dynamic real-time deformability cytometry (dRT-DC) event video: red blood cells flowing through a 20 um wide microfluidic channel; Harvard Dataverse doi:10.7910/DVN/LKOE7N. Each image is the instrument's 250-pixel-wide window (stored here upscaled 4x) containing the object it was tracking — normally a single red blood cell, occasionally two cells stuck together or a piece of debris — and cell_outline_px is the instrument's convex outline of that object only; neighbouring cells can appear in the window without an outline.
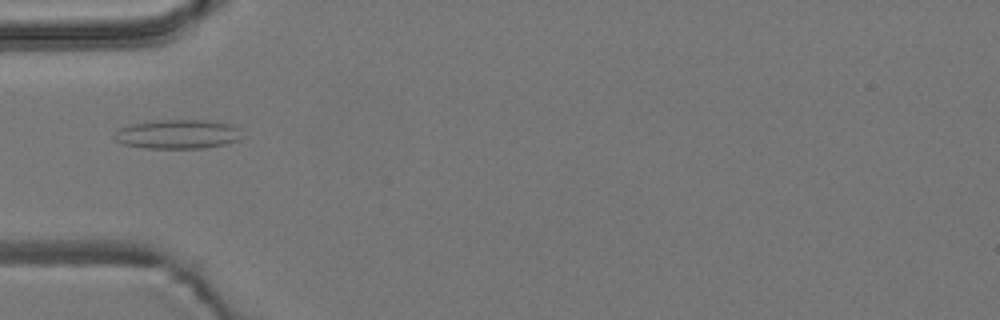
{"species": "common noctule bat (a hibernating species)", "species_latin": "Nyctalus noctula", "temperature_condition": "room temperature", "stored_images_in_passage": 4, "camera_frame_rate_fps": 3000, "um_per_image_px": 0.085, "animal": {"sex": "male", "body_mass_g": 19.2, "forearm_length_mm": 51.8}, "frame": {"image": 1, "passage_image": 4, "time_ms": 1.0, "image_size_px": [1000, 320], "cell_outline_px": [[244, 136], [240, 140], [224, 144], [204, 148], [144, 148], [124, 144], [116, 140], [116, 128], [128, 124], [160, 120], [208, 120], [232, 124], [240, 128]], "centroid_in_image_um": [15.16, 11.39], "position_along_channel_um": 69.8, "area_um2": 21.96}}